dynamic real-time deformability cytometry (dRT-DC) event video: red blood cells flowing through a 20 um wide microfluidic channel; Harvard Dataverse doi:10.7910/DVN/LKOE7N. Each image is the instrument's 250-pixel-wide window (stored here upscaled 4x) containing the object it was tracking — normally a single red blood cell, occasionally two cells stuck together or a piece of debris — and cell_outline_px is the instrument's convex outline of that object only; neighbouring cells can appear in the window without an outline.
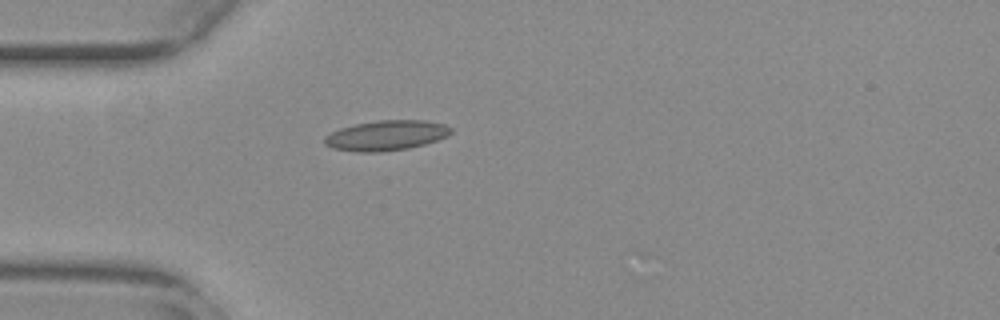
{"species": "common noctule bat (a hibernating species)", "species_latin": "Nyctalus noctula", "temperature_condition": "warm", "stored_images_in_passage": 33, "camera_frame_rate_fps": 3000, "um_per_image_px": 0.085, "animal": {"sex": "female", "body_mass_g": 29.2, "forearm_length_mm": 56.3}, "frame": {"image": 1, "passage_image": 1, "time_ms": 0.0, "image_size_px": [1000, 320], "cell_outline_px": [[452, 132], [448, 136], [424, 144], [408, 148], [380, 152], [360, 152], [332, 148], [324, 144], [324, 136], [340, 128], [356, 124], [380, 120], [424, 120], [444, 124], [452, 128]], "centroid_in_image_um": [32.83, 11.51], "position_along_channel_um": 52.2, "area_um2": 22.08}}
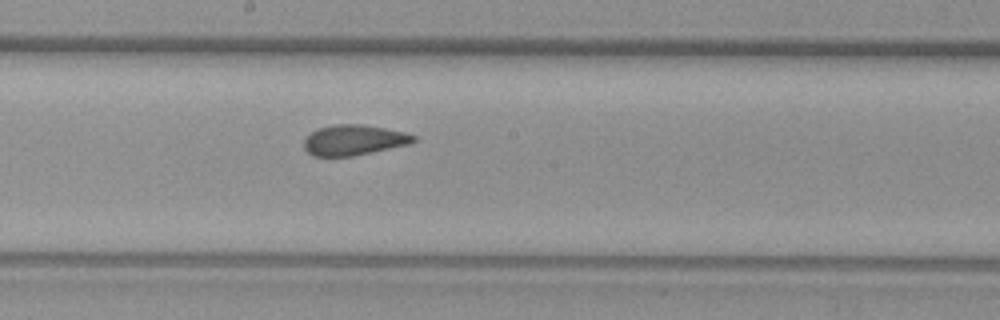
{"frame": {"image": 2, "passage_image": 15, "time_ms": 4.667, "image_size_px": [1000, 320], "cell_outline_px": [[416, 140], [408, 144], [352, 156], [312, 156], [304, 148], [304, 140], [316, 128], [332, 124], [360, 124], [384, 128], [404, 132], [416, 136]], "centroid_in_image_um": [30.04, 11.89], "position_along_channel_um": 218.2, "area_um2": 19.25}}
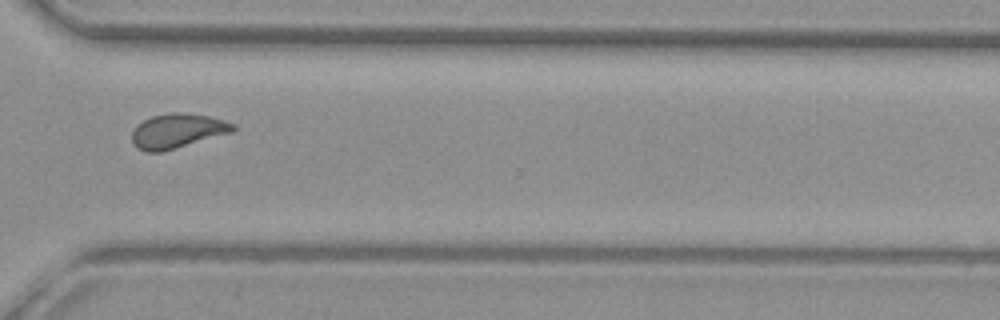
{"frame": {"image": 3, "passage_image": 26, "time_ms": 8.333, "image_size_px": [1000, 320], "cell_outline_px": [[236, 128], [232, 132], [160, 152], [144, 152], [136, 148], [132, 144], [132, 132], [136, 124], [152, 116], [172, 112], [180, 112], [208, 116], [224, 120], [236, 124]], "centroid_in_image_um": [15.04, 11.13], "position_along_channel_um": 355.6, "area_um2": 20.29}, "authors_computed_cell_mechanics": {"area_um2": 19.652, "velocity_mm_per_s": 3.7482, "shape_relaxation_time_tau1_ms": null, "shape_relaxation_time_tau2_ms": 1.1448, "deformation_change_tau1": null, "deformation_change_tau2": 0.0705}}